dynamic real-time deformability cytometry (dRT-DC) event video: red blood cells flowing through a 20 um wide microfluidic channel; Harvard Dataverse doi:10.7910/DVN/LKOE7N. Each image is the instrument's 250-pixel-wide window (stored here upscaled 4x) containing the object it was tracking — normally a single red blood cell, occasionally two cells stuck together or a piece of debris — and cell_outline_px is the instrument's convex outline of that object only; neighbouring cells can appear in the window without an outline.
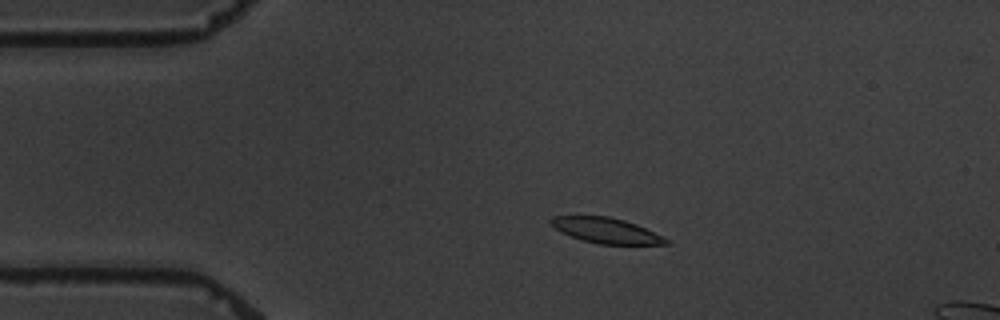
{"species": "common noctule bat (a hibernating species)", "species_latin": "Nyctalus noctula", "temperature_condition": "warm", "stored_images_in_passage": 5, "camera_frame_rate_fps": 3000, "um_per_image_px": 0.085, "animal": {"sex": "male", "body_mass_g": 19.5, "forearm_length_mm": 54.6}, "frame": {"image": 1, "passage_image": 2, "time_ms": 1.0, "image_size_px": [1000, 320], "cell_outline_px": [[668, 244], [596, 244], [560, 232], [548, 220], [552, 216], [608, 216], [624, 220], [636, 224], [668, 240]], "centroid_in_image_um": [51.47, 19.58], "position_along_channel_um": 33.5, "area_um2": 16.65}}
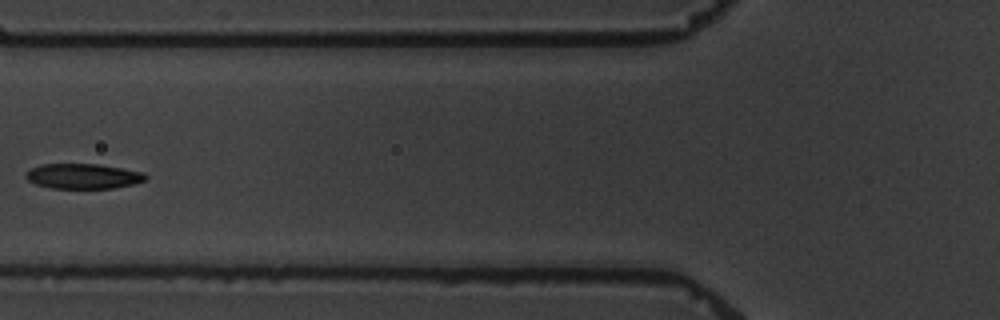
{"frame": {"image": 2, "passage_image": 5, "time_ms": 4.667, "image_size_px": [1000, 320], "cell_outline_px": [[148, 176], [144, 180], [132, 184], [112, 188], [52, 188], [36, 184], [28, 180], [24, 176], [32, 168], [40, 164], [100, 164], [144, 172]], "centroid_in_image_um": [7.07, 14.97], "position_along_channel_um": 118.7, "area_um2": 17.4}}